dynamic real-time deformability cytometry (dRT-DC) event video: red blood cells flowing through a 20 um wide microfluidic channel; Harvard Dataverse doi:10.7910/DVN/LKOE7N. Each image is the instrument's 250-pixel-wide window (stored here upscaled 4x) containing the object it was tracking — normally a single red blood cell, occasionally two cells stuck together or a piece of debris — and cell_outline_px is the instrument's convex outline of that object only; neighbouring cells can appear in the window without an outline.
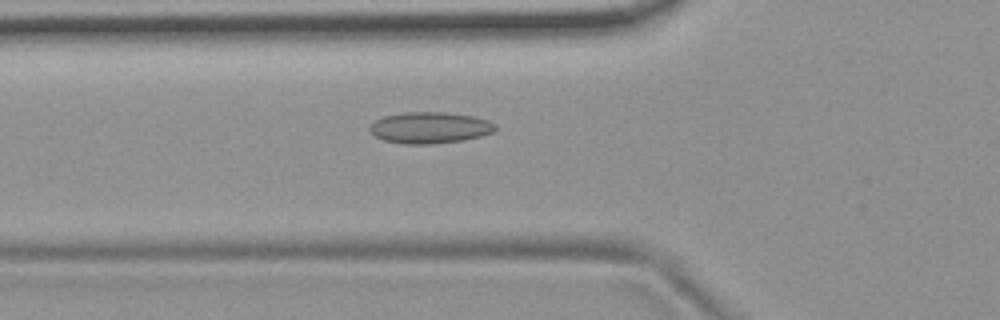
{"species": "common noctule bat (a hibernating species)", "species_latin": "Nyctalus noctula", "temperature_condition": "room temperature", "stored_images_in_passage": 34, "camera_frame_rate_fps": 3000, "um_per_image_px": 0.085, "animal": {"sex": "female", "body_mass_g": 19.9}, "frame": {"image": 1, "passage_image": 3, "time_ms": 0.667, "image_size_px": [1000, 320], "cell_outline_px": [[496, 128], [492, 132], [480, 136], [464, 140], [432, 144], [404, 144], [384, 140], [376, 136], [368, 128], [376, 120], [384, 116], [404, 112], [444, 112], [472, 116], [488, 120], [496, 124]], "centroid_in_image_um": [36.54, 10.85], "position_along_channel_um": 89.3, "area_um2": 22.83}}
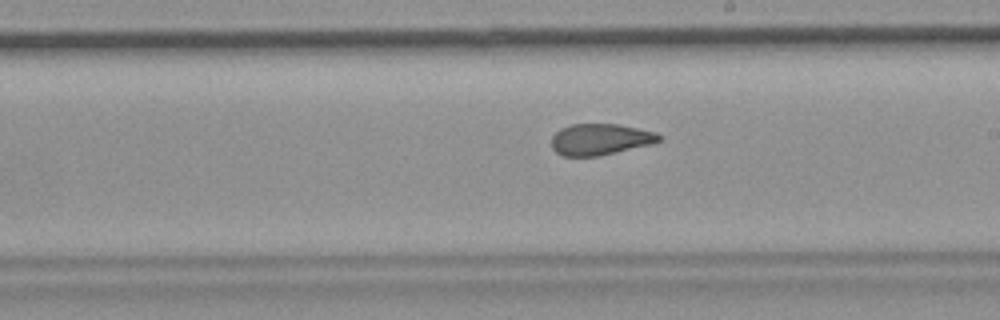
{"frame": {"image": 2, "passage_image": 15, "time_ms": 4.667, "image_size_px": [1000, 320], "cell_outline_px": [[664, 136], [660, 140], [652, 144], [596, 156], [564, 156], [556, 152], [552, 148], [552, 136], [560, 128], [572, 124], [620, 124], [656, 132]], "centroid_in_image_um": [51.03, 11.83], "position_along_channel_um": 238.0, "area_um2": 19.59}}
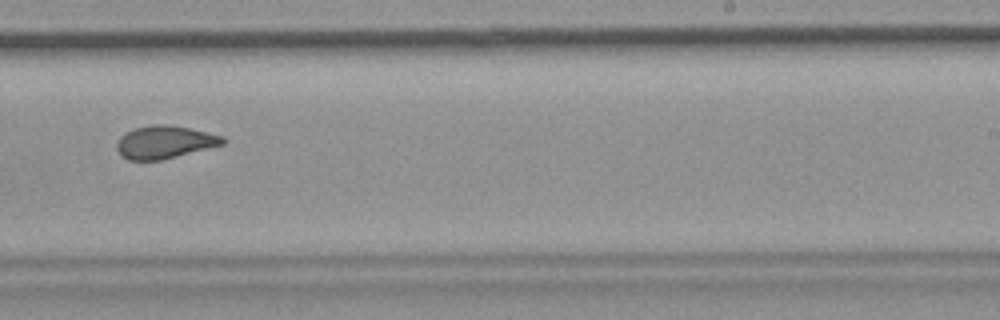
{"frame": {"image": 3, "passage_image": 18, "time_ms": 5.667, "image_size_px": [1000, 320], "cell_outline_px": [[224, 144], [160, 160], [128, 160], [120, 156], [116, 148], [116, 144], [120, 136], [136, 128], [152, 124], [168, 124], [208, 132], [224, 136]], "centroid_in_image_um": [13.97, 12.08], "position_along_channel_um": 275.0, "area_um2": 20.11}}